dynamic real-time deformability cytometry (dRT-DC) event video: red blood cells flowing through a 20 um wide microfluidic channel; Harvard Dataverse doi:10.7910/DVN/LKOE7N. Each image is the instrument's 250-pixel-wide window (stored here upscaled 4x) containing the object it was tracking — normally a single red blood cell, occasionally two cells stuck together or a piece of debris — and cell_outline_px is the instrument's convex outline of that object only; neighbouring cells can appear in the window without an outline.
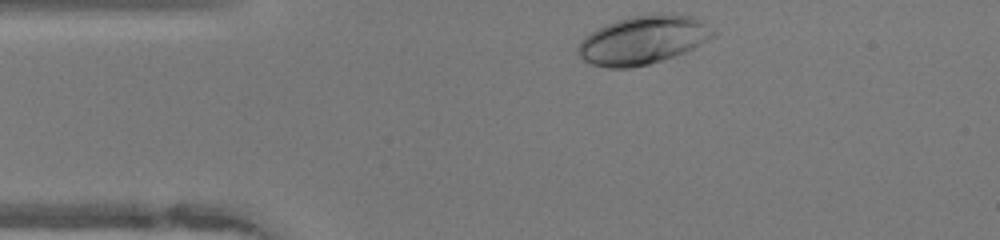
{"species": "human", "species_latin": "Homo sapiens", "temperature_condition": "warm", "stored_images_in_passage": 31, "camera_frame_rate_fps": 3000, "um_per_image_px": 0.085, "donor": {"sex": "female"}, "frame": {"image": 1, "passage_image": 1, "time_ms": 0.0, "image_size_px": [1000, 240], "cell_outline_px": [[716, 36], [684, 52], [648, 64], [632, 68], [608, 68], [592, 64], [584, 60], [576, 52], [576, 48], [580, 40], [584, 36], [596, 28], [604, 24], [628, 16], [652, 12], [664, 12], [692, 16], [700, 20], [712, 28], [716, 32]], "centroid_in_image_um": [54.63, 3.36], "position_along_channel_um": 30.4, "area_um2": 38.73}}
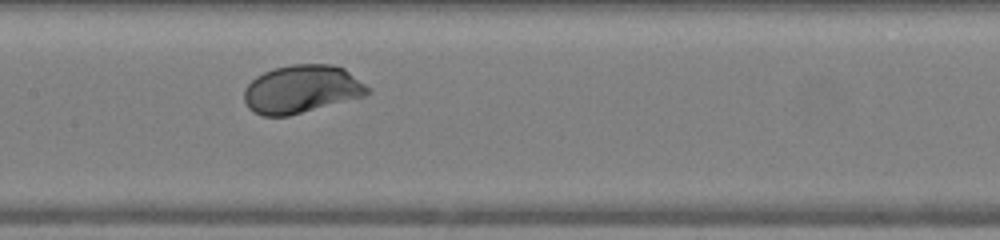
{"frame": {"image": 2, "passage_image": 15, "time_ms": 4.667, "image_size_px": [1000, 240], "cell_outline_px": [[372, 92], [364, 96], [288, 116], [260, 116], [248, 108], [244, 100], [244, 88], [256, 76], [264, 72], [276, 68], [292, 64], [332, 64], [344, 68], [364, 84]], "centroid_in_image_um": [25.61, 7.58], "position_along_channel_um": 181.8, "area_um2": 34.45}}
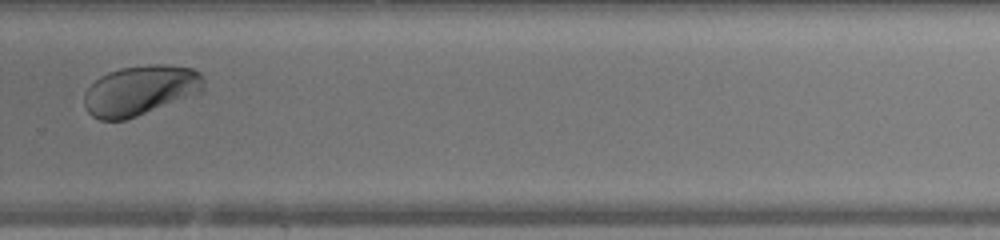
{"frame": {"image": 3, "passage_image": 25, "time_ms": 8.0, "image_size_px": [1000, 240], "cell_outline_px": [[204, 92], [136, 116], [124, 120], [100, 120], [92, 116], [84, 108], [84, 92], [100, 76], [108, 72], [120, 68], [148, 64], [168, 64], [192, 68], [200, 72], [204, 80]], "centroid_in_image_um": [11.95, 7.67], "position_along_channel_um": 317.9, "area_um2": 35.08}, "authors_computed_cell_mechanics": {"area_um2": 34.7378, "velocity_mm_per_s": 4.0969, "shape_relaxation_time_tau1_ms": 1.4878, "shape_relaxation_time_tau2_ms": null, "deformation_change_tau1": 0.1304, "deformation_change_tau2": null}}